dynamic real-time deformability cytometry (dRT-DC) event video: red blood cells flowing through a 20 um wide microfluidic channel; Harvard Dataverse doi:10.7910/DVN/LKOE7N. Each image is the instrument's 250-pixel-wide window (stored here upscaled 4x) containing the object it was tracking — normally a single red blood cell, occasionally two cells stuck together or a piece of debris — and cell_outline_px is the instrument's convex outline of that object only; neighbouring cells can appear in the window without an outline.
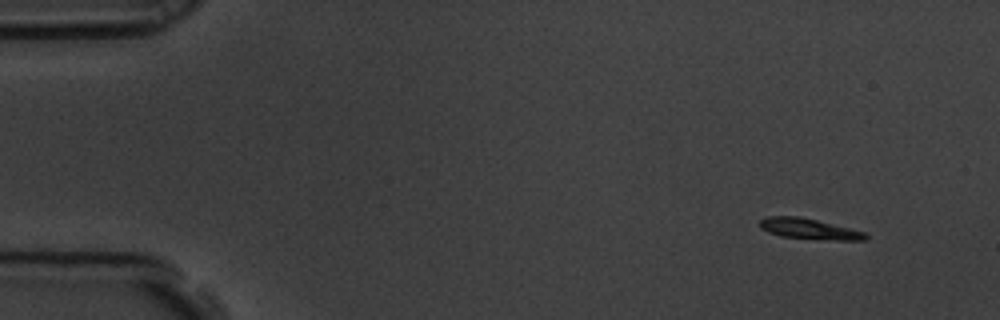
{"species": "common noctule bat (a hibernating species)", "species_latin": "Nyctalus noctula", "temperature_condition": "room temperature", "stored_images_in_passage": 10, "camera_frame_rate_fps": 3000, "um_per_image_px": 0.085, "animal": {"sex": "male", "body_mass_g": 19.5, "forearm_length_mm": 54.6}, "frame": {"image": 1, "passage_image": 1, "time_ms": 0.0, "image_size_px": [1000, 320], "cell_outline_px": [[868, 240], [836, 240], [780, 236], [768, 232], [760, 228], [760, 220], [768, 216], [800, 216], [864, 232], [868, 236]], "centroid_in_image_um": [68.75, 19.45], "position_along_channel_um": 16.2, "area_um2": 12.48}}
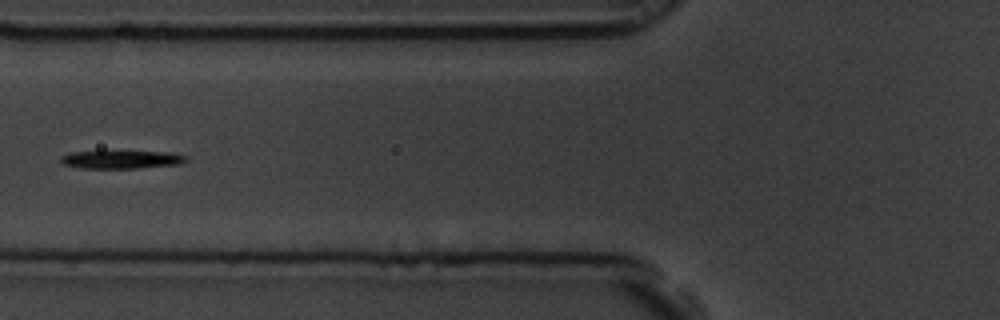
{"frame": {"image": 2, "passage_image": 6, "time_ms": 1.667, "image_size_px": [1000, 320], "cell_outline_px": [[188, 160], [180, 164], [136, 168], [80, 168], [64, 164], [60, 160], [60, 156], [68, 152], [172, 152], [188, 156]], "centroid_in_image_um": [10.34, 13.56], "position_along_channel_um": 115.5, "area_um2": 13.06}}
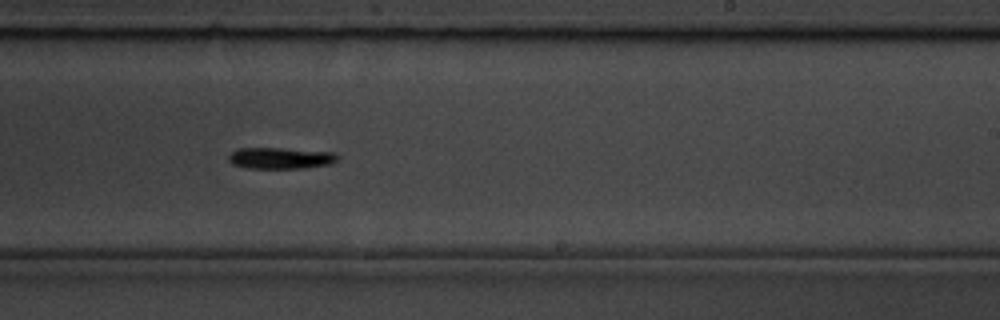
{"frame": {"image": 3, "passage_image": 10, "time_ms": 3.0, "image_size_px": [1000, 320], "cell_outline_px": [[340, 156], [332, 164], [304, 168], [248, 168], [232, 164], [228, 160], [228, 156], [236, 148], [280, 148], [336, 152]], "centroid_in_image_um": [23.87, 13.43], "position_along_channel_um": 265.1, "area_um2": 13.7}}